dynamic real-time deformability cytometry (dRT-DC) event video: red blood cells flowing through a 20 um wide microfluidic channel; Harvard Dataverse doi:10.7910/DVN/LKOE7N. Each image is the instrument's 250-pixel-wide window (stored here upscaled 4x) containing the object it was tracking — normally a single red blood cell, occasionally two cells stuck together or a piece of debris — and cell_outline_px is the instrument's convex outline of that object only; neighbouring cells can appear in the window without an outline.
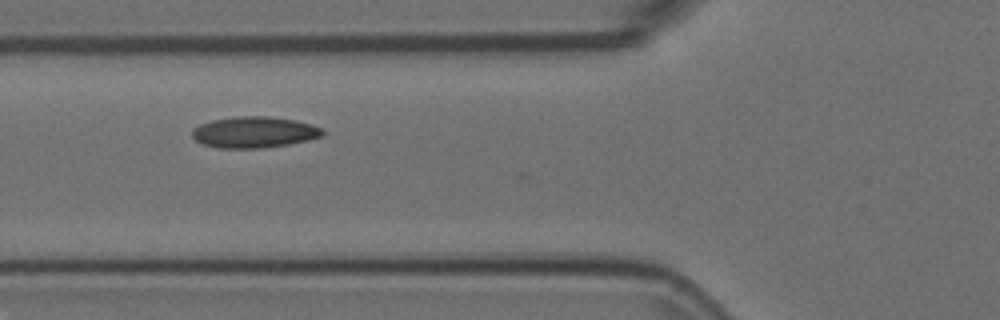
{"species": "Egyptian fruit bat (a non-hibernating species)", "species_latin": "Rousettus aegyptiacus", "temperature_condition": "room temperature", "stored_images_in_passage": 32, "camera_frame_rate_fps": 3000, "um_per_image_px": 0.085, "animal": {"sex": "female"}, "frame": {"image": 1, "passage_image": 6, "time_ms": 1.667, "image_size_px": [1000, 320], "cell_outline_px": [[324, 132], [320, 136], [308, 140], [288, 144], [264, 148], [216, 148], [204, 144], [196, 140], [192, 136], [192, 128], [200, 124], [212, 120], [240, 116], [268, 116], [296, 120], [324, 128]], "centroid_in_image_um": [21.6, 11.24], "position_along_channel_um": 104.2, "area_um2": 23.7}}
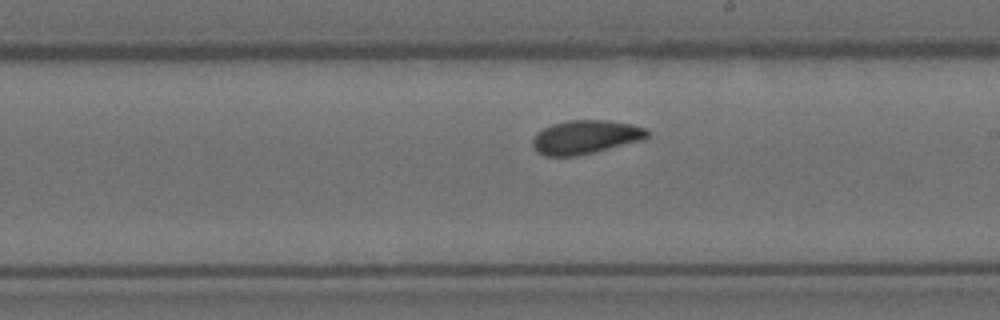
{"frame": {"image": 2, "passage_image": 17, "time_ms": 5.333, "image_size_px": [1000, 320], "cell_outline_px": [[648, 136], [644, 140], [576, 156], [544, 156], [536, 152], [532, 148], [532, 140], [536, 132], [552, 124], [568, 120], [608, 120], [632, 124], [648, 128]], "centroid_in_image_um": [49.75, 11.65], "position_along_channel_um": 239.2, "area_um2": 22.77}}
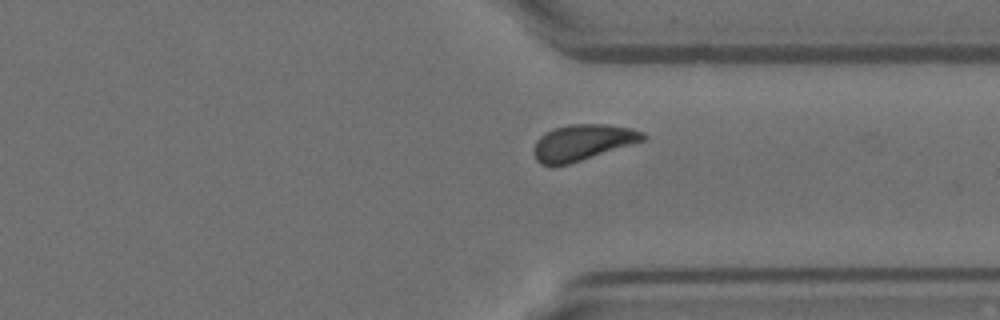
{"frame": {"image": 3, "passage_image": 27, "time_ms": 8.667, "image_size_px": [1000, 320], "cell_outline_px": [[648, 136], [644, 140], [568, 164], [540, 164], [536, 160], [532, 152], [536, 140], [544, 132], [556, 128], [572, 124], [608, 124], [632, 128], [644, 132]], "centroid_in_image_um": [49.51, 12.09], "position_along_channel_um": 361.9, "area_um2": 22.66}, "authors_computed_cell_mechanics": {"area_um2": 22.3686, "velocity_mm_per_s": 3.6755, "shape_relaxation_time_tau1_ms": 4.6162, "shape_relaxation_time_tau2_ms": 2.4807, "deformation_change_tau1": 0.0835, "deformation_change_tau2": 0.0557}}